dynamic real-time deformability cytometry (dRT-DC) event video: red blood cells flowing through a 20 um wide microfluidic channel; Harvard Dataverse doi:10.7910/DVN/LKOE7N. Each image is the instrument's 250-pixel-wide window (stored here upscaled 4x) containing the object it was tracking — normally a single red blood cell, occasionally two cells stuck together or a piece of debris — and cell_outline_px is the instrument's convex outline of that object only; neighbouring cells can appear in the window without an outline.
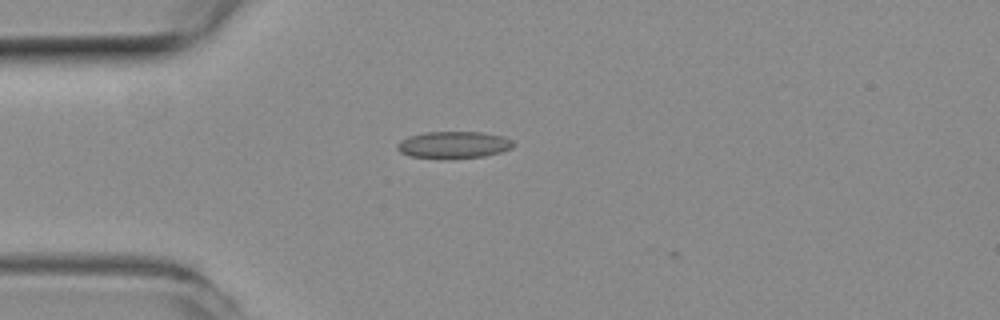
{"species": "common noctule bat (a hibernating species)", "species_latin": "Nyctalus noctula", "temperature_condition": "room temperature", "stored_images_in_passage": 41, "camera_frame_rate_fps": 3000, "um_per_image_px": 0.085, "animal": {"sex": "female", "body_mass_g": 19.3, "forearm_length_mm": 54.1}, "frame": {"image": 1, "passage_image": 2, "time_ms": 0.333, "image_size_px": [1000, 320], "cell_outline_px": [[516, 144], [512, 148], [500, 152], [484, 156], [444, 160], [408, 156], [400, 152], [396, 148], [396, 144], [400, 140], [408, 136], [424, 132], [480, 132], [504, 136], [512, 140]], "centroid_in_image_um": [38.53, 12.33], "position_along_channel_um": 46.5, "area_um2": 18.73}}
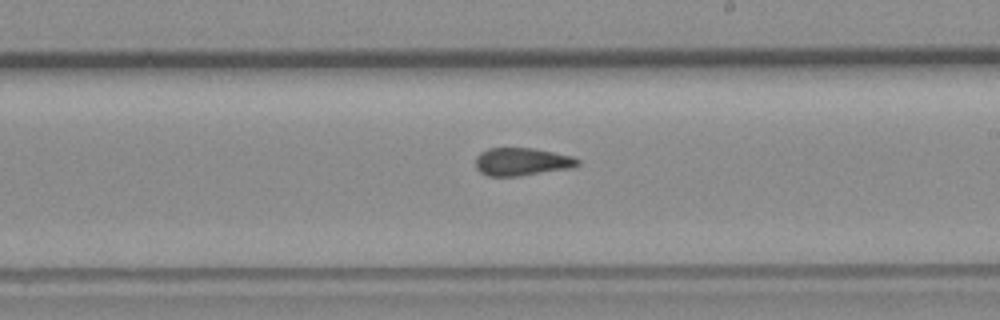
{"frame": {"image": 2, "passage_image": 18, "time_ms": 5.667, "image_size_px": [1000, 320], "cell_outline_px": [[580, 164], [572, 168], [520, 176], [488, 176], [480, 172], [476, 168], [476, 156], [480, 152], [488, 148], [532, 148], [572, 156], [580, 160]], "centroid_in_image_um": [44.35, 13.75], "position_along_channel_um": 244.6, "area_um2": 16.65}}
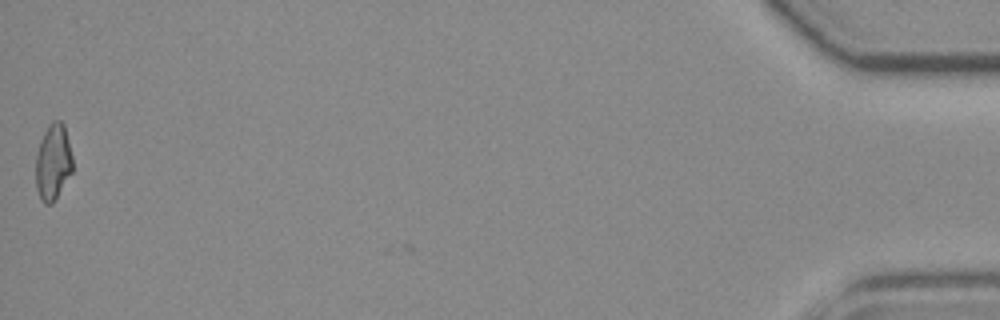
{"frame": {"image": 3, "passage_image": 40, "time_ms": 13.0, "image_size_px": [1000, 320], "cell_outline_px": [[72, 172], [52, 204], [44, 204], [40, 200], [36, 188], [36, 152], [40, 140], [48, 124], [52, 120], [60, 120], [64, 124], [72, 156]], "centroid_in_image_um": [4.49, 13.77], "position_along_channel_um": 430.7, "area_um2": 16.47}, "authors_computed_cell_mechanics": {"area_um2": 16.8776, "velocity_mm_per_s": 3.9782, "shape_relaxation_time_tau1_ms": null, "shape_relaxation_time_tau2_ms": 1.7993, "deformation_change_tau1": null, "deformation_change_tau2": 0.0995}}